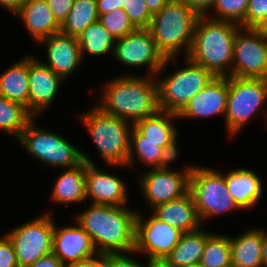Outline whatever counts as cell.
Instances as JSON below:
<instances>
[{"mask_svg": "<svg viewBox=\"0 0 267 267\" xmlns=\"http://www.w3.org/2000/svg\"><path fill=\"white\" fill-rule=\"evenodd\" d=\"M248 1L249 0H216L213 8H215L218 18L213 17L210 19L236 24L239 21V25L245 29V16L248 8Z\"/></svg>", "mask_w": 267, "mask_h": 267, "instance_id": "32", "label": "cell"}, {"mask_svg": "<svg viewBox=\"0 0 267 267\" xmlns=\"http://www.w3.org/2000/svg\"><path fill=\"white\" fill-rule=\"evenodd\" d=\"M267 98V80L228 76L226 126L231 135L239 132Z\"/></svg>", "mask_w": 267, "mask_h": 267, "instance_id": "9", "label": "cell"}, {"mask_svg": "<svg viewBox=\"0 0 267 267\" xmlns=\"http://www.w3.org/2000/svg\"><path fill=\"white\" fill-rule=\"evenodd\" d=\"M82 118L107 164L132 166L134 147L128 121L109 115L98 106Z\"/></svg>", "mask_w": 267, "mask_h": 267, "instance_id": "5", "label": "cell"}, {"mask_svg": "<svg viewBox=\"0 0 267 267\" xmlns=\"http://www.w3.org/2000/svg\"><path fill=\"white\" fill-rule=\"evenodd\" d=\"M147 267H174L165 257H149Z\"/></svg>", "mask_w": 267, "mask_h": 267, "instance_id": "47", "label": "cell"}, {"mask_svg": "<svg viewBox=\"0 0 267 267\" xmlns=\"http://www.w3.org/2000/svg\"><path fill=\"white\" fill-rule=\"evenodd\" d=\"M136 217L137 213L125 206L92 203L76 219L91 237L95 249L99 248L98 253H134Z\"/></svg>", "mask_w": 267, "mask_h": 267, "instance_id": "1", "label": "cell"}, {"mask_svg": "<svg viewBox=\"0 0 267 267\" xmlns=\"http://www.w3.org/2000/svg\"><path fill=\"white\" fill-rule=\"evenodd\" d=\"M97 258L89 257L66 267H108L107 253H97Z\"/></svg>", "mask_w": 267, "mask_h": 267, "instance_id": "41", "label": "cell"}, {"mask_svg": "<svg viewBox=\"0 0 267 267\" xmlns=\"http://www.w3.org/2000/svg\"><path fill=\"white\" fill-rule=\"evenodd\" d=\"M153 209L155 217L183 233L198 229L200 218L190 192Z\"/></svg>", "mask_w": 267, "mask_h": 267, "instance_id": "20", "label": "cell"}, {"mask_svg": "<svg viewBox=\"0 0 267 267\" xmlns=\"http://www.w3.org/2000/svg\"><path fill=\"white\" fill-rule=\"evenodd\" d=\"M190 267H203V266L199 263V264H196V265H192Z\"/></svg>", "mask_w": 267, "mask_h": 267, "instance_id": "49", "label": "cell"}, {"mask_svg": "<svg viewBox=\"0 0 267 267\" xmlns=\"http://www.w3.org/2000/svg\"><path fill=\"white\" fill-rule=\"evenodd\" d=\"M33 116L23 105L0 96V129L20 137Z\"/></svg>", "mask_w": 267, "mask_h": 267, "instance_id": "30", "label": "cell"}, {"mask_svg": "<svg viewBox=\"0 0 267 267\" xmlns=\"http://www.w3.org/2000/svg\"><path fill=\"white\" fill-rule=\"evenodd\" d=\"M103 98L104 103L99 106L100 109L125 121L131 119L132 126L160 110L158 84L151 78H116L107 84Z\"/></svg>", "mask_w": 267, "mask_h": 267, "instance_id": "3", "label": "cell"}, {"mask_svg": "<svg viewBox=\"0 0 267 267\" xmlns=\"http://www.w3.org/2000/svg\"><path fill=\"white\" fill-rule=\"evenodd\" d=\"M189 63L158 82V105L161 111L179 114L189 101L203 90L215 76L203 66L187 58Z\"/></svg>", "mask_w": 267, "mask_h": 267, "instance_id": "6", "label": "cell"}, {"mask_svg": "<svg viewBox=\"0 0 267 267\" xmlns=\"http://www.w3.org/2000/svg\"><path fill=\"white\" fill-rule=\"evenodd\" d=\"M139 216L137 213L134 252L148 253V257H166L179 243L183 232L155 216L143 224Z\"/></svg>", "mask_w": 267, "mask_h": 267, "instance_id": "13", "label": "cell"}, {"mask_svg": "<svg viewBox=\"0 0 267 267\" xmlns=\"http://www.w3.org/2000/svg\"><path fill=\"white\" fill-rule=\"evenodd\" d=\"M247 30V31H246ZM248 36L236 32L233 65L228 76L267 80V29L245 28Z\"/></svg>", "mask_w": 267, "mask_h": 267, "instance_id": "10", "label": "cell"}, {"mask_svg": "<svg viewBox=\"0 0 267 267\" xmlns=\"http://www.w3.org/2000/svg\"><path fill=\"white\" fill-rule=\"evenodd\" d=\"M52 253L65 265H70L97 254L89 234L79 225L56 228L54 224ZM68 260L69 263L65 264Z\"/></svg>", "mask_w": 267, "mask_h": 267, "instance_id": "16", "label": "cell"}, {"mask_svg": "<svg viewBox=\"0 0 267 267\" xmlns=\"http://www.w3.org/2000/svg\"><path fill=\"white\" fill-rule=\"evenodd\" d=\"M178 118L175 113L159 110L156 114L136 122L131 131L132 141L170 142L176 136L171 118Z\"/></svg>", "mask_w": 267, "mask_h": 267, "instance_id": "22", "label": "cell"}, {"mask_svg": "<svg viewBox=\"0 0 267 267\" xmlns=\"http://www.w3.org/2000/svg\"><path fill=\"white\" fill-rule=\"evenodd\" d=\"M27 0H0V4L16 14Z\"/></svg>", "mask_w": 267, "mask_h": 267, "instance_id": "45", "label": "cell"}, {"mask_svg": "<svg viewBox=\"0 0 267 267\" xmlns=\"http://www.w3.org/2000/svg\"><path fill=\"white\" fill-rule=\"evenodd\" d=\"M196 229L183 233L176 247L165 257L174 267H190L200 263L208 233Z\"/></svg>", "mask_w": 267, "mask_h": 267, "instance_id": "27", "label": "cell"}, {"mask_svg": "<svg viewBox=\"0 0 267 267\" xmlns=\"http://www.w3.org/2000/svg\"><path fill=\"white\" fill-rule=\"evenodd\" d=\"M23 19L29 33L39 42L60 32L46 0H27L16 13Z\"/></svg>", "mask_w": 267, "mask_h": 267, "instance_id": "21", "label": "cell"}, {"mask_svg": "<svg viewBox=\"0 0 267 267\" xmlns=\"http://www.w3.org/2000/svg\"><path fill=\"white\" fill-rule=\"evenodd\" d=\"M228 98V76L215 77L198 92L178 114V117H209L225 114Z\"/></svg>", "mask_w": 267, "mask_h": 267, "instance_id": "17", "label": "cell"}, {"mask_svg": "<svg viewBox=\"0 0 267 267\" xmlns=\"http://www.w3.org/2000/svg\"><path fill=\"white\" fill-rule=\"evenodd\" d=\"M28 267H66L53 253L39 258L34 264Z\"/></svg>", "mask_w": 267, "mask_h": 267, "instance_id": "44", "label": "cell"}, {"mask_svg": "<svg viewBox=\"0 0 267 267\" xmlns=\"http://www.w3.org/2000/svg\"><path fill=\"white\" fill-rule=\"evenodd\" d=\"M98 18L96 0H75L68 17L60 26V32L78 38Z\"/></svg>", "mask_w": 267, "mask_h": 267, "instance_id": "28", "label": "cell"}, {"mask_svg": "<svg viewBox=\"0 0 267 267\" xmlns=\"http://www.w3.org/2000/svg\"><path fill=\"white\" fill-rule=\"evenodd\" d=\"M263 230H250L236 239L230 238L232 267H263Z\"/></svg>", "mask_w": 267, "mask_h": 267, "instance_id": "24", "label": "cell"}, {"mask_svg": "<svg viewBox=\"0 0 267 267\" xmlns=\"http://www.w3.org/2000/svg\"><path fill=\"white\" fill-rule=\"evenodd\" d=\"M189 192L201 219L239 208L228 191L226 178L217 171L194 167Z\"/></svg>", "mask_w": 267, "mask_h": 267, "instance_id": "8", "label": "cell"}, {"mask_svg": "<svg viewBox=\"0 0 267 267\" xmlns=\"http://www.w3.org/2000/svg\"><path fill=\"white\" fill-rule=\"evenodd\" d=\"M199 16L193 41L186 58L209 70L215 77H227L233 64V47L240 25Z\"/></svg>", "mask_w": 267, "mask_h": 267, "instance_id": "2", "label": "cell"}, {"mask_svg": "<svg viewBox=\"0 0 267 267\" xmlns=\"http://www.w3.org/2000/svg\"><path fill=\"white\" fill-rule=\"evenodd\" d=\"M49 216L45 214L8 233L19 267H28L52 253L54 223Z\"/></svg>", "mask_w": 267, "mask_h": 267, "instance_id": "11", "label": "cell"}, {"mask_svg": "<svg viewBox=\"0 0 267 267\" xmlns=\"http://www.w3.org/2000/svg\"><path fill=\"white\" fill-rule=\"evenodd\" d=\"M245 28L267 29V0H249Z\"/></svg>", "mask_w": 267, "mask_h": 267, "instance_id": "36", "label": "cell"}, {"mask_svg": "<svg viewBox=\"0 0 267 267\" xmlns=\"http://www.w3.org/2000/svg\"><path fill=\"white\" fill-rule=\"evenodd\" d=\"M225 178L228 191L239 209L249 208L260 199L263 192L262 183L253 171L236 169L227 174Z\"/></svg>", "mask_w": 267, "mask_h": 267, "instance_id": "23", "label": "cell"}, {"mask_svg": "<svg viewBox=\"0 0 267 267\" xmlns=\"http://www.w3.org/2000/svg\"><path fill=\"white\" fill-rule=\"evenodd\" d=\"M78 43L81 50V56L86 50L92 55H104L111 49L114 51L116 41L104 26L99 22L90 24L79 36Z\"/></svg>", "mask_w": 267, "mask_h": 267, "instance_id": "29", "label": "cell"}, {"mask_svg": "<svg viewBox=\"0 0 267 267\" xmlns=\"http://www.w3.org/2000/svg\"><path fill=\"white\" fill-rule=\"evenodd\" d=\"M0 267H19L14 246L7 234L0 238Z\"/></svg>", "mask_w": 267, "mask_h": 267, "instance_id": "37", "label": "cell"}, {"mask_svg": "<svg viewBox=\"0 0 267 267\" xmlns=\"http://www.w3.org/2000/svg\"><path fill=\"white\" fill-rule=\"evenodd\" d=\"M98 16L121 9V0H96Z\"/></svg>", "mask_w": 267, "mask_h": 267, "instance_id": "43", "label": "cell"}, {"mask_svg": "<svg viewBox=\"0 0 267 267\" xmlns=\"http://www.w3.org/2000/svg\"><path fill=\"white\" fill-rule=\"evenodd\" d=\"M33 119L34 117L18 138L33 156L54 166L72 168L82 161L95 165L86 154L71 145L64 137L34 127Z\"/></svg>", "mask_w": 267, "mask_h": 267, "instance_id": "7", "label": "cell"}, {"mask_svg": "<svg viewBox=\"0 0 267 267\" xmlns=\"http://www.w3.org/2000/svg\"><path fill=\"white\" fill-rule=\"evenodd\" d=\"M199 16H205L207 8H212L216 0H183Z\"/></svg>", "mask_w": 267, "mask_h": 267, "instance_id": "42", "label": "cell"}, {"mask_svg": "<svg viewBox=\"0 0 267 267\" xmlns=\"http://www.w3.org/2000/svg\"><path fill=\"white\" fill-rule=\"evenodd\" d=\"M113 54L129 66L147 64L152 73L162 70L172 58H165L158 50L149 29L134 32L116 39Z\"/></svg>", "mask_w": 267, "mask_h": 267, "instance_id": "12", "label": "cell"}, {"mask_svg": "<svg viewBox=\"0 0 267 267\" xmlns=\"http://www.w3.org/2000/svg\"><path fill=\"white\" fill-rule=\"evenodd\" d=\"M98 21L115 39L124 37L136 30L123 9H116L99 15Z\"/></svg>", "mask_w": 267, "mask_h": 267, "instance_id": "33", "label": "cell"}, {"mask_svg": "<svg viewBox=\"0 0 267 267\" xmlns=\"http://www.w3.org/2000/svg\"><path fill=\"white\" fill-rule=\"evenodd\" d=\"M198 18L199 15L183 0H170L153 15L149 30L165 58H174L183 45L188 55Z\"/></svg>", "mask_w": 267, "mask_h": 267, "instance_id": "4", "label": "cell"}, {"mask_svg": "<svg viewBox=\"0 0 267 267\" xmlns=\"http://www.w3.org/2000/svg\"><path fill=\"white\" fill-rule=\"evenodd\" d=\"M262 263L267 267V234L263 230V243H262Z\"/></svg>", "mask_w": 267, "mask_h": 267, "instance_id": "48", "label": "cell"}, {"mask_svg": "<svg viewBox=\"0 0 267 267\" xmlns=\"http://www.w3.org/2000/svg\"><path fill=\"white\" fill-rule=\"evenodd\" d=\"M43 41L47 45L49 60V63L44 65L60 75L63 79L79 66L78 64L82 61V56L76 37L59 32L39 42L43 43Z\"/></svg>", "mask_w": 267, "mask_h": 267, "instance_id": "19", "label": "cell"}, {"mask_svg": "<svg viewBox=\"0 0 267 267\" xmlns=\"http://www.w3.org/2000/svg\"><path fill=\"white\" fill-rule=\"evenodd\" d=\"M121 9L126 12L136 29H149L153 15L145 0H121Z\"/></svg>", "mask_w": 267, "mask_h": 267, "instance_id": "34", "label": "cell"}, {"mask_svg": "<svg viewBox=\"0 0 267 267\" xmlns=\"http://www.w3.org/2000/svg\"><path fill=\"white\" fill-rule=\"evenodd\" d=\"M200 264L203 267H230V238L222 235L210 234L206 239Z\"/></svg>", "mask_w": 267, "mask_h": 267, "instance_id": "31", "label": "cell"}, {"mask_svg": "<svg viewBox=\"0 0 267 267\" xmlns=\"http://www.w3.org/2000/svg\"><path fill=\"white\" fill-rule=\"evenodd\" d=\"M75 0H46L55 20L61 26L68 17Z\"/></svg>", "mask_w": 267, "mask_h": 267, "instance_id": "38", "label": "cell"}, {"mask_svg": "<svg viewBox=\"0 0 267 267\" xmlns=\"http://www.w3.org/2000/svg\"><path fill=\"white\" fill-rule=\"evenodd\" d=\"M108 267H143L135 260L125 256L123 252L107 253Z\"/></svg>", "mask_w": 267, "mask_h": 267, "instance_id": "39", "label": "cell"}, {"mask_svg": "<svg viewBox=\"0 0 267 267\" xmlns=\"http://www.w3.org/2000/svg\"><path fill=\"white\" fill-rule=\"evenodd\" d=\"M134 142L135 153L138 157L148 165L157 168L159 166V159L162 149L169 142H153V141H130Z\"/></svg>", "mask_w": 267, "mask_h": 267, "instance_id": "35", "label": "cell"}, {"mask_svg": "<svg viewBox=\"0 0 267 267\" xmlns=\"http://www.w3.org/2000/svg\"><path fill=\"white\" fill-rule=\"evenodd\" d=\"M0 96L23 105L29 112L28 57L0 76Z\"/></svg>", "mask_w": 267, "mask_h": 267, "instance_id": "26", "label": "cell"}, {"mask_svg": "<svg viewBox=\"0 0 267 267\" xmlns=\"http://www.w3.org/2000/svg\"><path fill=\"white\" fill-rule=\"evenodd\" d=\"M194 167H187L185 172L153 168L141 179L144 195L155 208L158 205L179 199L189 192L190 174Z\"/></svg>", "mask_w": 267, "mask_h": 267, "instance_id": "14", "label": "cell"}, {"mask_svg": "<svg viewBox=\"0 0 267 267\" xmlns=\"http://www.w3.org/2000/svg\"><path fill=\"white\" fill-rule=\"evenodd\" d=\"M176 143H177V140L175 137L162 149L161 156L159 159V166L157 167L158 169H168L166 166L167 163L177 157L178 151H177Z\"/></svg>", "mask_w": 267, "mask_h": 267, "instance_id": "40", "label": "cell"}, {"mask_svg": "<svg viewBox=\"0 0 267 267\" xmlns=\"http://www.w3.org/2000/svg\"><path fill=\"white\" fill-rule=\"evenodd\" d=\"M86 198L93 204L125 206L127 193L125 185L117 176L97 170L94 164L86 163Z\"/></svg>", "mask_w": 267, "mask_h": 267, "instance_id": "18", "label": "cell"}, {"mask_svg": "<svg viewBox=\"0 0 267 267\" xmlns=\"http://www.w3.org/2000/svg\"><path fill=\"white\" fill-rule=\"evenodd\" d=\"M86 162L82 161L76 167L69 168L61 174L52 192L55 202L74 203L86 199Z\"/></svg>", "mask_w": 267, "mask_h": 267, "instance_id": "25", "label": "cell"}, {"mask_svg": "<svg viewBox=\"0 0 267 267\" xmlns=\"http://www.w3.org/2000/svg\"><path fill=\"white\" fill-rule=\"evenodd\" d=\"M170 0H145L152 15L158 13Z\"/></svg>", "mask_w": 267, "mask_h": 267, "instance_id": "46", "label": "cell"}, {"mask_svg": "<svg viewBox=\"0 0 267 267\" xmlns=\"http://www.w3.org/2000/svg\"><path fill=\"white\" fill-rule=\"evenodd\" d=\"M29 113L35 117L55 98L63 79L49 67L28 57Z\"/></svg>", "mask_w": 267, "mask_h": 267, "instance_id": "15", "label": "cell"}]
</instances>
